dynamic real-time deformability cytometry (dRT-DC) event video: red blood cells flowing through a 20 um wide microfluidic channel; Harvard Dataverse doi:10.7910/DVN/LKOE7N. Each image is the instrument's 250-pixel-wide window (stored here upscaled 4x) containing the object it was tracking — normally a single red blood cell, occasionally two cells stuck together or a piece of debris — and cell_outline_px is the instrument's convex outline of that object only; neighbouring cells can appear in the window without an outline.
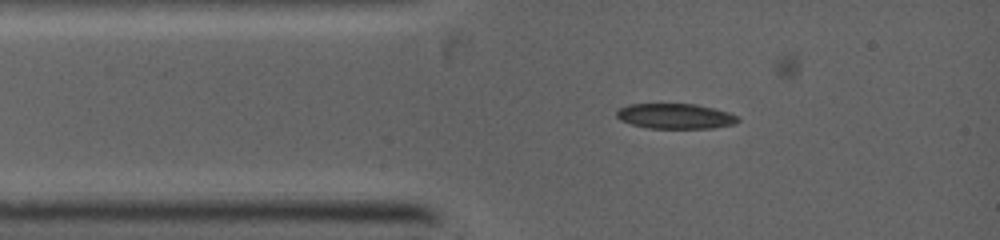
{"species": "common noctule bat (a hibernating species)", "species_latin": "Nyctalus noctula", "temperature_condition": "warm", "stored_images_in_passage": 62, "camera_frame_rate_fps": 5000, "um_per_image_px": 0.085, "animal": {"sex": "female", "body_mass_g": 19.0, "forearm_length_mm": 53.3}, "frame": {"image": 1, "passage_image": 1, "time_ms": 0.0, "image_size_px": [1000, 240], "cell_outline_px": [[740, 120], [736, 124], [712, 128], [648, 128], [632, 124], [620, 120], [616, 116], [616, 112], [620, 108], [628, 104], [696, 104], [728, 112], [736, 116]], "centroid_in_image_um": [57.4, 9.87], "position_along_channel_um": 27.6, "area_um2": 17.74}}
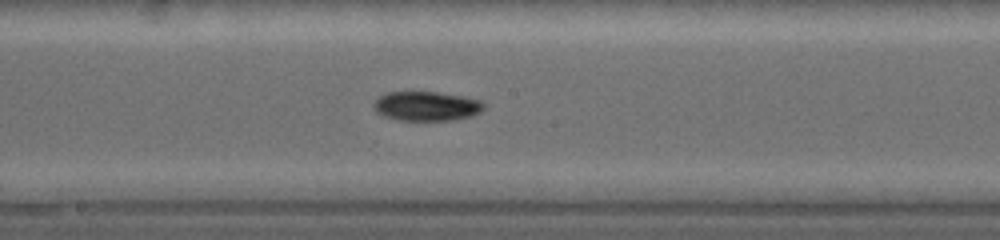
{"frame": {"image": 2, "passage_image": 17, "time_ms": 4.2, "image_size_px": [1000, 240], "cell_outline_px": [[484, 108], [480, 112], [472, 116], [452, 120], [400, 120], [384, 116], [376, 112], [372, 104], [380, 96], [388, 92], [436, 92], [460, 96], [480, 100], [484, 104]], "centroid_in_image_um": [36.24, 9.02], "position_along_channel_um": 212.0, "area_um2": 18.73}}
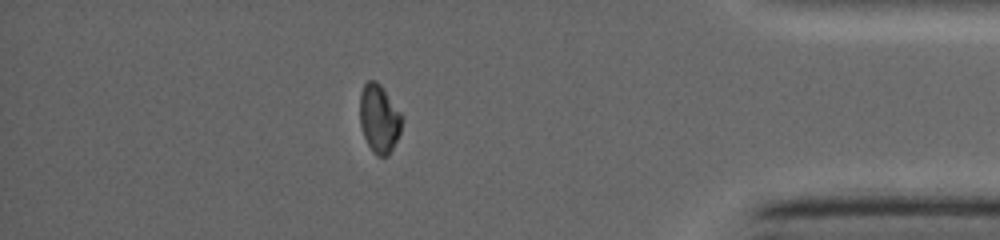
{"frame": {"image": 3, "passage_image": 44, "time_ms": 9.0, "image_size_px": [1000, 240], "cell_outline_px": [[404, 120], [400, 132], [388, 156], [376, 156], [372, 152], [364, 136], [360, 124], [360, 92], [364, 84], [368, 80], [376, 80], [384, 88], [404, 116]], "centroid_in_image_um": [32.25, 10.06], "position_along_channel_um": 403.0, "area_um2": 17.05}}